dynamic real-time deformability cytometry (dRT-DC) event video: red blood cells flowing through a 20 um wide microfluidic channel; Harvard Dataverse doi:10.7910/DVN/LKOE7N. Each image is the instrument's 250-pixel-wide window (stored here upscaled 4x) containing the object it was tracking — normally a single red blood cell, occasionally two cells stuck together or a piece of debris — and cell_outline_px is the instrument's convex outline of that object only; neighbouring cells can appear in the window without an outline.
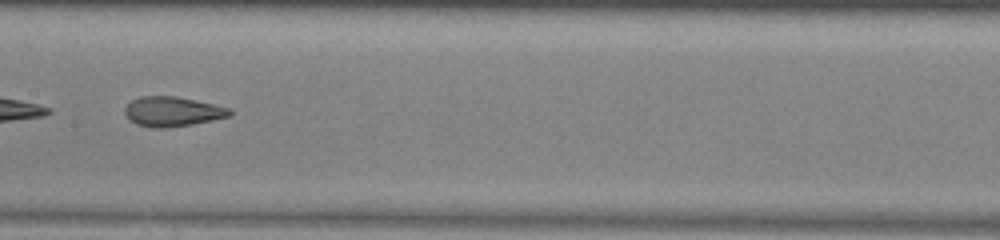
{"species": "common noctule bat (a hibernating species)", "species_latin": "Nyctalus noctula", "temperature_condition": "warm", "stored_images_in_passage": 44, "camera_frame_rate_fps": 3000, "um_per_image_px": 0.085, "animal": {"sex": "male", "body_mass_g": 13.0, "forearm_length_mm": 53.1}, "frame": {"image": 1, "passage_image": 19, "time_ms": 6.0, "image_size_px": [1000, 240], "cell_outline_px": [[236, 112], [232, 116], [192, 124], [168, 128], [152, 128], [136, 124], [128, 120], [124, 112], [124, 108], [132, 100], [140, 96], [176, 96], [232, 108]], "centroid_in_image_um": [14.69, 9.49], "position_along_channel_um": 192.7, "area_um2": 18.5}, "authors_computed_cell_mechanics": {"area_um2": 20.1144, "velocity_mm_per_s": 3.9369, "shape_relaxation_time_tau1_ms": 8.6929, "shape_relaxation_time_tau2_ms": 1.5383, "deformation_change_tau1": 0.2449, "deformation_change_tau2": 0.0965}}